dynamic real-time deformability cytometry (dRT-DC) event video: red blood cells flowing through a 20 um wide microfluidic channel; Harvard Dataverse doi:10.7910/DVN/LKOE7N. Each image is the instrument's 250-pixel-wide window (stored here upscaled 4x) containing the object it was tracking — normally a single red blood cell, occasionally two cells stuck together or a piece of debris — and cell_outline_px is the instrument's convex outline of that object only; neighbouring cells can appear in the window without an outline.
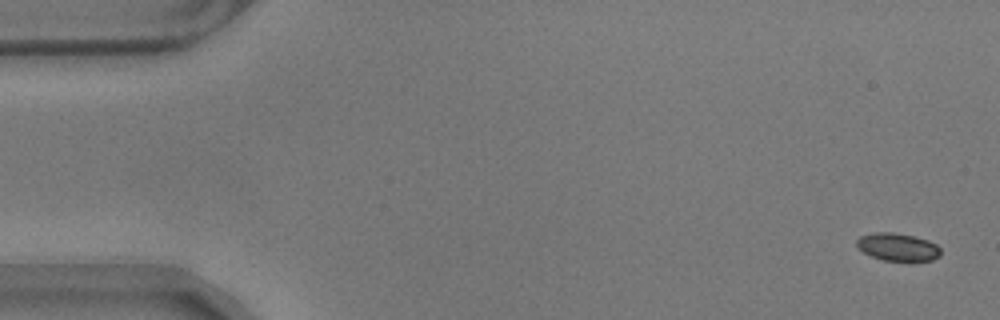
{"species": "common noctule bat (a hibernating species)", "species_latin": "Nyctalus noctula", "temperature_condition": "warm", "stored_images_in_passage": 15, "camera_frame_rate_fps": 3000, "um_per_image_px": 0.085, "animal": {"sex": "male", "body_mass_g": 17.9}, "frame": {"image": 1, "passage_image": 2, "time_ms": 0.333, "image_size_px": [1000, 320], "cell_outline_px": [[940, 256], [932, 260], [884, 260], [872, 256], [864, 252], [856, 244], [856, 240], [860, 236], [872, 232], [892, 232], [912, 236], [928, 240], [936, 244], [940, 248]], "centroid_in_image_um": [76.3, 20.98], "position_along_channel_um": 8.7, "area_um2": 13.35}}
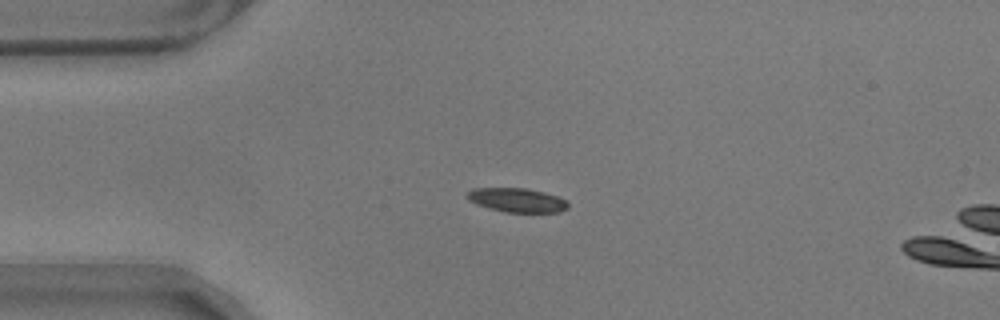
{"frame": {"image": 2, "passage_image": 14, "time_ms": 4.333, "image_size_px": [1000, 320], "cell_outline_px": [[568, 208], [560, 212], [508, 212], [476, 204], [468, 200], [464, 196], [472, 188], [524, 188], [544, 192], [556, 196], [564, 200], [568, 204]], "centroid_in_image_um": [43.91, 17.0], "position_along_channel_um": 41.1, "area_um2": 13.99}}